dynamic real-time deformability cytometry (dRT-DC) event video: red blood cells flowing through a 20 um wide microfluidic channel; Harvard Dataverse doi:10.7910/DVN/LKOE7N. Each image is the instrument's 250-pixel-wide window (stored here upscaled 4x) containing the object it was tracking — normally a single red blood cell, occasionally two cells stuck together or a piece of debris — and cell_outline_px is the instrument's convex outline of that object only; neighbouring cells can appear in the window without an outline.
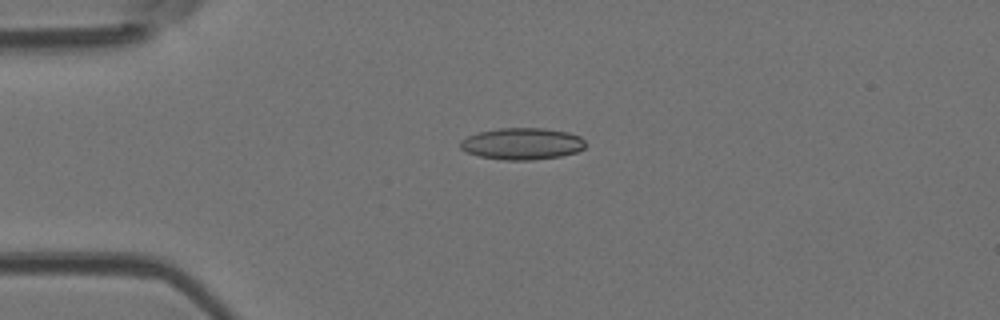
{"species": "Egyptian fruit bat (a non-hibernating species)", "species_latin": "Rousettus aegyptiacus", "temperature_condition": "room temperature", "stored_images_in_passage": 4, "camera_frame_rate_fps": 3000, "um_per_image_px": 0.085, "animal": {"sex": "female"}, "frame": {"image": 1, "passage_image": 4, "time_ms": 1.0, "image_size_px": [1000, 320], "cell_outline_px": [[584, 148], [576, 152], [560, 156], [532, 160], [504, 160], [480, 156], [468, 152], [460, 148], [460, 140], [476, 132], [496, 128], [544, 128], [568, 132], [580, 136], [584, 140]], "centroid_in_image_um": [44.36, 12.21], "position_along_channel_um": 40.6, "area_um2": 23.18}}